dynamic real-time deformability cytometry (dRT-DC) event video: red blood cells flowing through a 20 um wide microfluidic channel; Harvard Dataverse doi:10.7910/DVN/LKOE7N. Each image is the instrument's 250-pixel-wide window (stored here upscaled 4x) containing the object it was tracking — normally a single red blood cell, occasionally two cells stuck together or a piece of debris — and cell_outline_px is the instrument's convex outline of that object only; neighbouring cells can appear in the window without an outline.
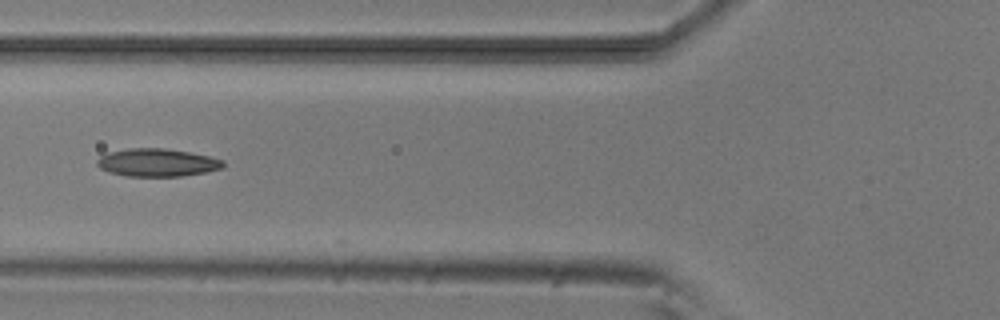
{"species": "common noctule bat (a hibernating species)", "species_latin": "Nyctalus noctula", "temperature_condition": "room temperature", "stored_images_in_passage": 6, "camera_frame_rate_fps": 3000, "um_per_image_px": 0.085, "animal": {"sex": "male", "body_mass_g": 20.5, "forearm_length_mm": 52.5}, "frame": {"image": 1, "passage_image": 5, "time_ms": 4.333, "image_size_px": [1000, 320], "cell_outline_px": [[224, 168], [204, 172], [180, 176], [124, 176], [108, 172], [100, 168], [96, 164], [96, 160], [100, 156], [108, 152], [128, 148], [164, 148], [188, 152], [208, 156], [224, 160]], "centroid_in_image_um": [13.32, 13.82], "position_along_channel_um": 112.5, "area_um2": 20.52}}